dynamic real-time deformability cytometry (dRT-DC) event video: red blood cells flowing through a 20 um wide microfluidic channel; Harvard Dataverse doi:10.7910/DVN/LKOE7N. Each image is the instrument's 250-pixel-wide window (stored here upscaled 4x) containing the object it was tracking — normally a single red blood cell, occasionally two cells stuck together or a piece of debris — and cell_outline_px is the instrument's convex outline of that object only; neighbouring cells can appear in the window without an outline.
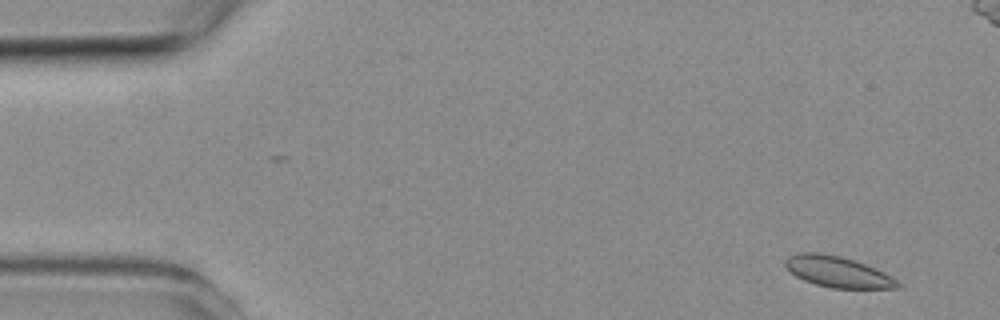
{"species": "common noctule bat (a hibernating species)", "species_latin": "Nyctalus noctula", "temperature_condition": "room temperature", "stored_images_in_passage": 4, "camera_frame_rate_fps": 3000, "um_per_image_px": 0.085, "animal": {"sex": "female", "body_mass_g": 19.3, "forearm_length_mm": 54.1}, "frame": {"image": 1, "passage_image": 1, "time_ms": 0.0, "image_size_px": [1000, 320], "cell_outline_px": [[900, 288], [832, 288], [816, 284], [804, 280], [796, 276], [784, 264], [784, 260], [788, 256], [800, 252], [820, 252], [840, 256], [876, 268], [892, 276], [900, 284]], "centroid_in_image_um": [71.2, 23.1], "position_along_channel_um": 13.8, "area_um2": 20.11}}